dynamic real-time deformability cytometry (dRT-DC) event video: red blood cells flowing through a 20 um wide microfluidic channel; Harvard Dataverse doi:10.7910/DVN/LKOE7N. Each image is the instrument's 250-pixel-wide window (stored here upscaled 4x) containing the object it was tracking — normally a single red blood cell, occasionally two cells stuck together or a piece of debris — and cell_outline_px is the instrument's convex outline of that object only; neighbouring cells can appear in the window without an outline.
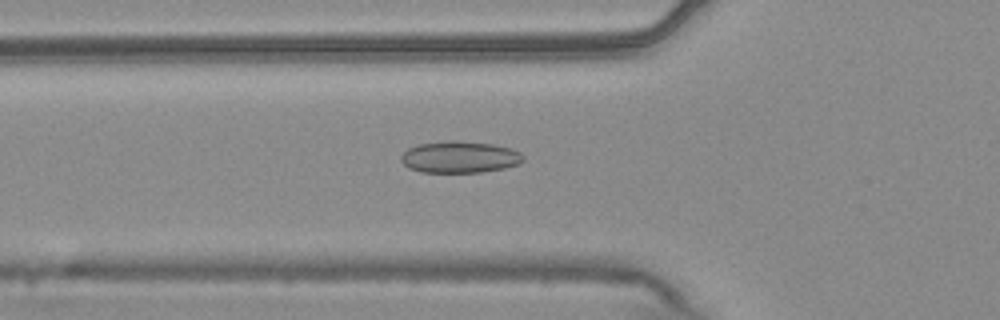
{"species": "common noctule bat (a hibernating species)", "species_latin": "Nyctalus noctula", "temperature_condition": "warm", "stored_images_in_passage": 51, "camera_frame_rate_fps": 3000, "um_per_image_px": 0.085, "animal": {"sex": "male", "body_mass_g": 20.4}, "frame": {"image": 1, "passage_image": 19, "time_ms": 6.0, "image_size_px": [1000, 320], "cell_outline_px": [[524, 160], [520, 164], [504, 168], [480, 172], [420, 172], [408, 168], [400, 160], [400, 156], [408, 148], [420, 144], [444, 140], [452, 140], [492, 144], [512, 148], [520, 152], [524, 156]], "centroid_in_image_um": [39.08, 13.35], "position_along_channel_um": 86.7, "area_um2": 22.72}}
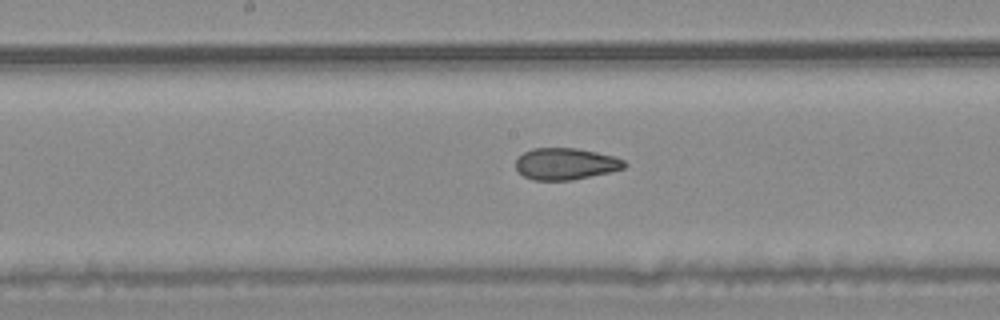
{"frame": {"image": 2, "passage_image": 28, "time_ms": 9.0, "image_size_px": [1000, 320], "cell_outline_px": [[628, 164], [624, 168], [608, 172], [572, 180], [532, 180], [524, 176], [516, 168], [516, 160], [524, 152], [532, 148], [576, 148], [596, 152], [612, 156], [624, 160]], "centroid_in_image_um": [48.07, 13.92], "position_along_channel_um": 200.1, "area_um2": 19.88}}
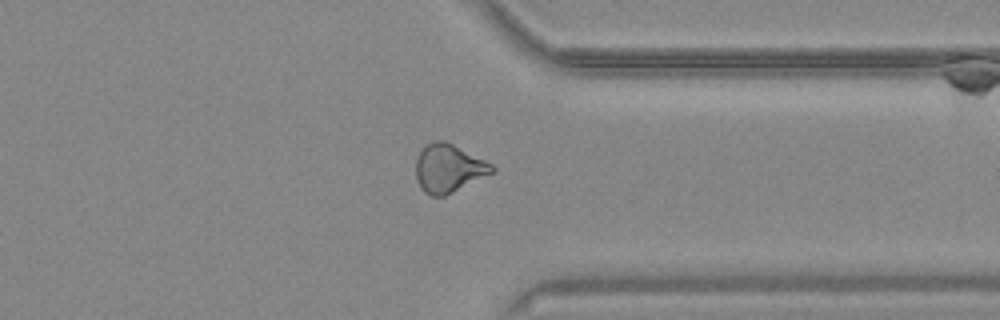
{"frame": {"image": 3, "passage_image": 42, "time_ms": 13.667, "image_size_px": [1000, 320], "cell_outline_px": [[496, 172], [444, 196], [432, 196], [424, 192], [420, 188], [416, 180], [416, 160], [424, 144], [432, 140], [444, 140], [492, 164], [496, 168]], "centroid_in_image_um": [38.12, 14.31], "position_along_channel_um": 373.3, "area_um2": 21.5}}